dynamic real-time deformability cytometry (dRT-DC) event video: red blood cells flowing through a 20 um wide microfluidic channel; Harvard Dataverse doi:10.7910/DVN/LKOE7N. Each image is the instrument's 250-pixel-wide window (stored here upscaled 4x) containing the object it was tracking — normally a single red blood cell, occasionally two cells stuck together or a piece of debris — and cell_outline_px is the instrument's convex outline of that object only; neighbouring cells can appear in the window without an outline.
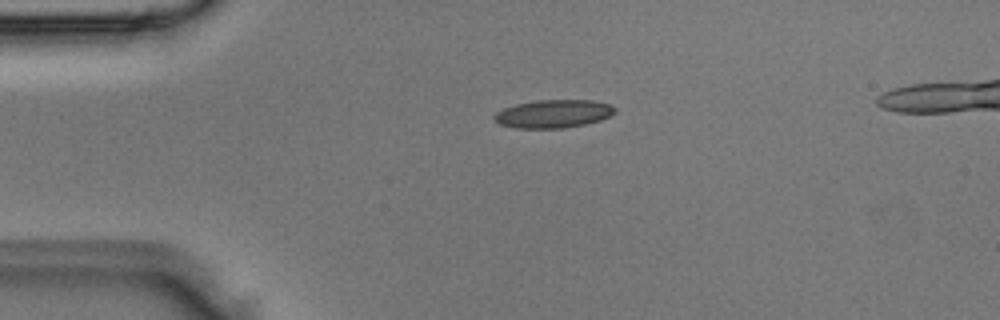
{"species": "Egyptian fruit bat (a non-hibernating species)", "species_latin": "Rousettus aegyptiacus", "temperature_condition": "room temperature", "stored_images_in_passage": 5, "camera_frame_rate_fps": 3000, "um_per_image_px": 0.085, "animal": {"sex": "male"}, "frame": {"image": 1, "passage_image": 5, "time_ms": 1.333, "image_size_px": [1000, 320], "cell_outline_px": [[616, 112], [600, 120], [584, 124], [564, 128], [516, 128], [500, 124], [492, 116], [496, 112], [504, 108], [516, 104], [536, 100], [592, 100], [608, 104], [616, 108]], "centroid_in_image_um": [47.03, 9.67], "position_along_channel_um": 38.0, "area_um2": 19.65}}